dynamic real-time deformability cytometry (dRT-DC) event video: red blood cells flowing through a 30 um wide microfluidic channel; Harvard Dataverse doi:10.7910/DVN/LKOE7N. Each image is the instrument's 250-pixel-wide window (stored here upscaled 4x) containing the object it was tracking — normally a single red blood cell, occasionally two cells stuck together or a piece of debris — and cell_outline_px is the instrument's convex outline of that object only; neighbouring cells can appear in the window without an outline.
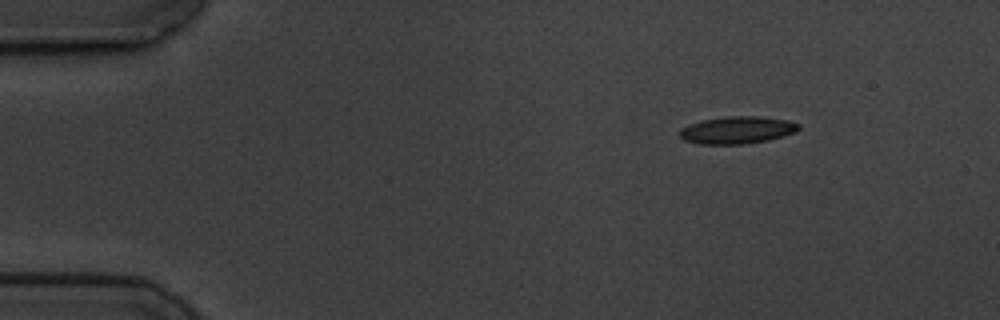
{"species": "common noctule bat (a hibernating species)", "species_latin": "Nyctalus noctula", "temperature_condition": "cold", "stored_images_in_passage": 9, "camera_frame_rate_fps": 3000, "um_per_image_px": 0.085, "animal": {"sex": "male", "body_mass_g": 19.5, "forearm_length_mm": 54.6}, "frame": {"image": 1, "passage_image": 1, "time_ms": 0.0, "image_size_px": [1000, 320], "cell_outline_px": [[800, 128], [796, 132], [784, 136], [768, 140], [744, 144], [700, 144], [684, 140], [680, 136], [680, 128], [688, 124], [700, 120], [724, 116], [756, 116], [788, 120], [800, 124]], "centroid_in_image_um": [62.65, 11.05], "position_along_channel_um": 22.3, "area_um2": 19.13}}
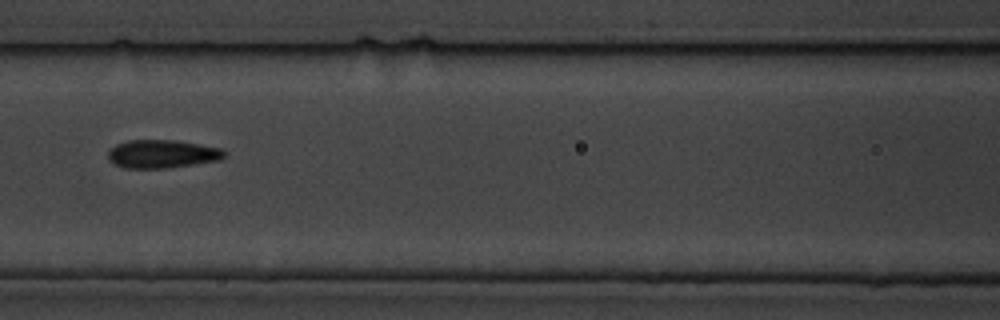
{"frame": {"image": 2, "passage_image": 6, "time_ms": 6.0, "image_size_px": [1000, 320], "cell_outline_px": [[228, 152], [220, 160], [164, 168], [124, 168], [112, 164], [108, 160], [108, 152], [116, 144], [128, 140], [168, 140], [196, 144], [220, 148]], "centroid_in_image_um": [13.73, 13.09], "position_along_channel_um": 152.9, "area_um2": 18.96}}
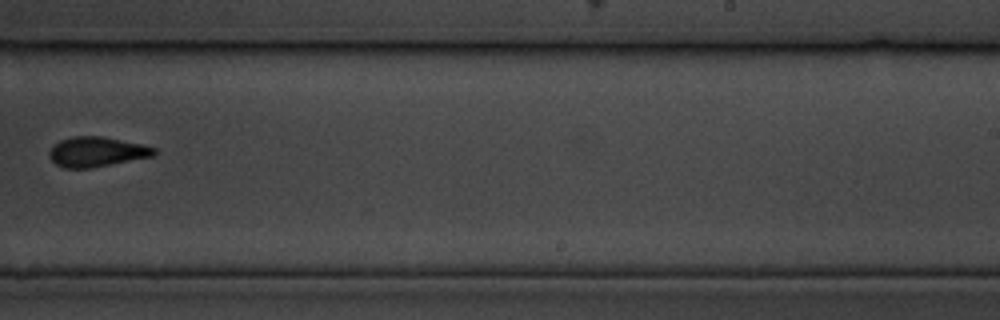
{"frame": {"image": 3, "passage_image": 9, "time_ms": 9.667, "image_size_px": [1000, 320], "cell_outline_px": [[160, 152], [156, 156], [92, 168], [64, 168], [56, 164], [48, 156], [48, 152], [60, 140], [72, 136], [104, 136], [144, 144], [156, 148]], "centroid_in_image_um": [8.3, 12.9], "position_along_channel_um": 280.7, "area_um2": 18.67}}